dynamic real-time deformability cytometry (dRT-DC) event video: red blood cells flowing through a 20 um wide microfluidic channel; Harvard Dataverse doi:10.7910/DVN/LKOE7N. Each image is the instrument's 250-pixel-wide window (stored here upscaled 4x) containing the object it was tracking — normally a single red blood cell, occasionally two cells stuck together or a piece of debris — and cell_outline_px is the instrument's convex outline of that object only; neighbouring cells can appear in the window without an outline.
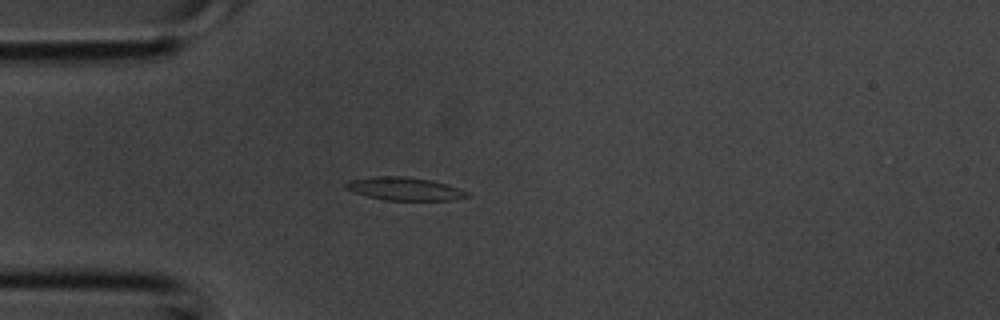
{"species": "common noctule bat (a hibernating species)", "species_latin": "Nyctalus noctula", "temperature_condition": "room temperature", "stored_images_in_passage": 27, "camera_frame_rate_fps": 3000, "um_per_image_px": 0.085, "animal": {"sex": "male", "body_mass_g": 20.1, "forearm_length_mm": 53.5}, "frame": {"image": 1, "passage_image": 6, "time_ms": 1.667, "image_size_px": [1000, 320], "cell_outline_px": [[472, 196], [452, 200], [384, 200], [368, 196], [344, 188], [344, 184], [348, 180], [372, 176], [404, 176], [432, 180], [460, 188], [468, 192]], "centroid_in_image_um": [34.4, 16.04], "position_along_channel_um": 50.6, "area_um2": 16.42}}
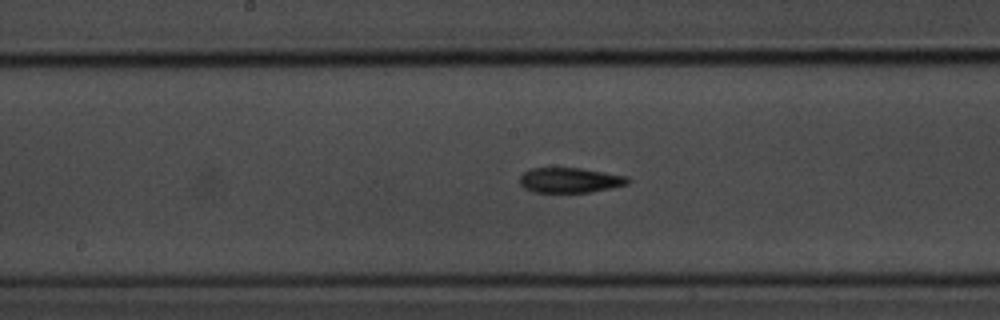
{"frame": {"image": 2, "passage_image": 15, "time_ms": 4.667, "image_size_px": [1000, 320], "cell_outline_px": [[628, 184], [588, 192], [532, 192], [524, 188], [520, 184], [520, 176], [524, 172], [532, 168], [580, 168], [628, 176]], "centroid_in_image_um": [48.41, 15.31], "position_along_channel_um": 199.8, "area_um2": 15.61}}
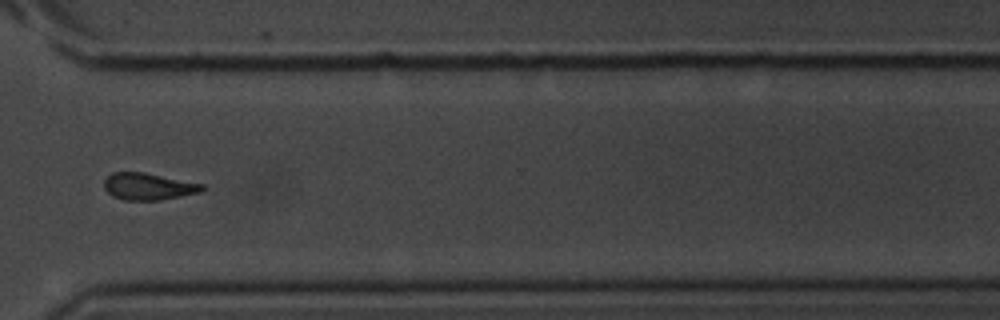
{"frame": {"image": 3, "passage_image": 24, "time_ms": 7.667, "image_size_px": [1000, 320], "cell_outline_px": [[208, 188], [204, 192], [160, 200], [124, 200], [112, 196], [104, 188], [104, 180], [112, 172], [144, 172], [204, 184]], "centroid_in_image_um": [12.67, 15.85], "position_along_channel_um": 357.9, "area_um2": 15.61}}